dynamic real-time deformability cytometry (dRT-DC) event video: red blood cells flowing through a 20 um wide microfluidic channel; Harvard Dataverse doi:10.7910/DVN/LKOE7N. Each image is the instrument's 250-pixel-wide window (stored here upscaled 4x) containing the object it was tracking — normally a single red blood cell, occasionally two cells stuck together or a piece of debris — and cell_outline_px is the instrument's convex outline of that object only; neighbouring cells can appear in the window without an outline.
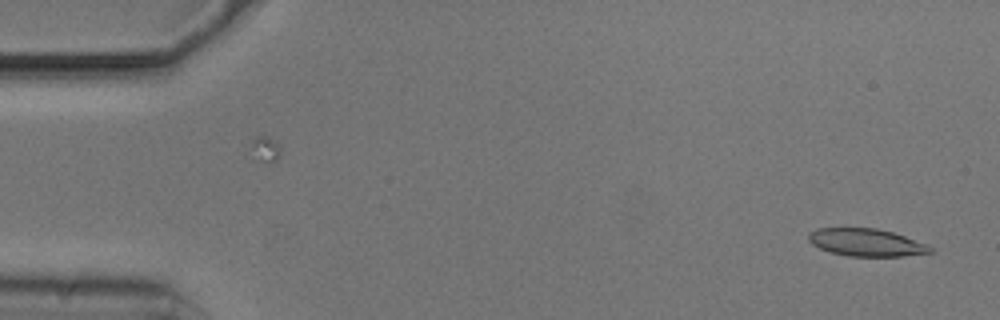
{"species": "common noctule bat (a hibernating species)", "species_latin": "Nyctalus noctula", "temperature_condition": "cold", "stored_images_in_passage": 53, "camera_frame_rate_fps": 3000, "um_per_image_px": 0.085, "animal": {"sex": "male", "body_mass_g": 20.5, "forearm_length_mm": 52.5}, "frame": {"image": 1, "passage_image": 2, "time_ms": 0.333, "image_size_px": [1000, 320], "cell_outline_px": [[932, 252], [904, 256], [848, 256], [832, 252], [820, 248], [812, 244], [808, 240], [808, 232], [816, 228], [876, 228], [892, 232], [904, 236], [924, 244], [932, 248]], "centroid_in_image_um": [73.57, 20.6], "position_along_channel_um": 11.4, "area_um2": 19.31}}
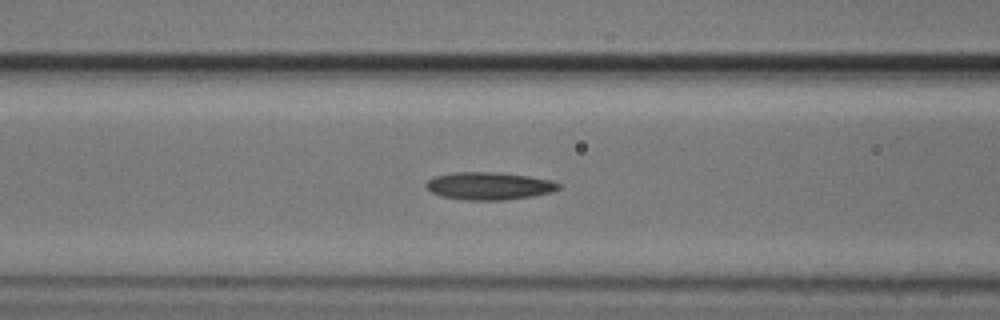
{"frame": {"image": 2, "passage_image": 21, "time_ms": 6.667, "image_size_px": [1000, 320], "cell_outline_px": [[560, 188], [552, 192], [532, 196], [504, 200], [464, 200], [440, 196], [432, 192], [424, 184], [432, 176], [452, 172], [500, 172], [528, 176], [548, 180], [560, 184]], "centroid_in_image_um": [41.52, 15.8], "position_along_channel_um": 125.1, "area_um2": 21.39}}
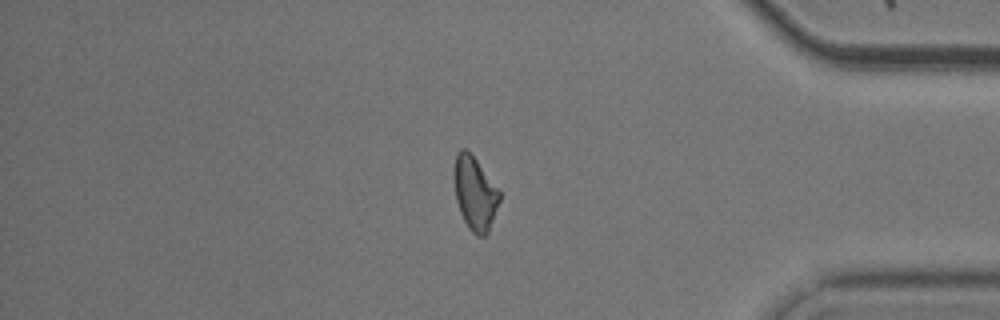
{"frame": {"image": 3, "passage_image": 45, "time_ms": 14.667, "image_size_px": [1000, 320], "cell_outline_px": [[500, 200], [488, 232], [484, 236], [476, 236], [468, 228], [460, 212], [456, 200], [456, 152], [460, 148], [464, 148], [476, 160], [500, 192]], "centroid_in_image_um": [40.39, 16.49], "position_along_channel_um": 394.8, "area_um2": 18.73}, "authors_computed_cell_mechanics": {"area_um2": 20.23, "velocity_mm_per_s": 3.7142, "shape_relaxation_time_tau1_ms": 5.7512, "shape_relaxation_time_tau2_ms": 8.0692, "deformation_change_tau1": 0.1561, "deformation_change_tau2": 0.1898}}